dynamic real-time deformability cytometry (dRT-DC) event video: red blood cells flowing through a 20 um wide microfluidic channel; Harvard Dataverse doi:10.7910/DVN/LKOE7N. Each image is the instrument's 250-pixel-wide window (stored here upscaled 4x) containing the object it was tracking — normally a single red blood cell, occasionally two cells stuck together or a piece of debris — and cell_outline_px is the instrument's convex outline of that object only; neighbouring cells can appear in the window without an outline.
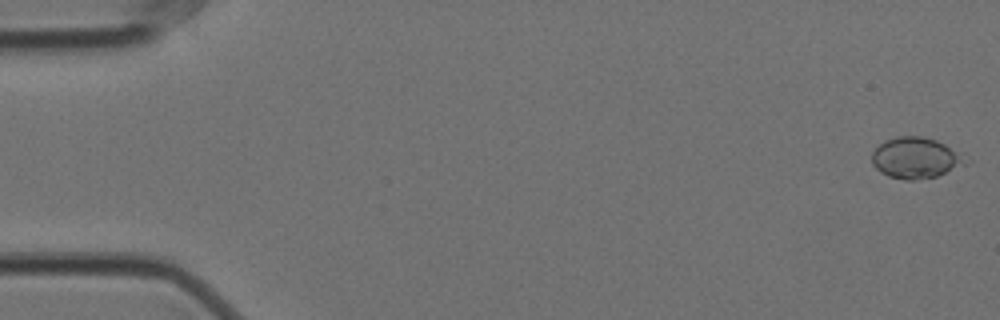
{"species": "Egyptian fruit bat (a non-hibernating species)", "species_latin": "Rousettus aegyptiacus", "temperature_condition": "cold", "stored_images_in_passage": 10, "camera_frame_rate_fps": 3000, "um_per_image_px": 0.085, "animal": {"sex": "female"}, "frame": {"image": 1, "passage_image": 1, "time_ms": 0.0, "image_size_px": [1000, 320], "cell_outline_px": [[972, 160], [968, 164], [936, 176], [912, 180], [904, 180], [888, 176], [880, 172], [872, 164], [872, 152], [884, 140], [896, 136], [924, 136], [936, 140], [944, 144]], "centroid_in_image_um": [77.85, 13.42], "position_along_channel_um": 7.2, "area_um2": 22.54}}